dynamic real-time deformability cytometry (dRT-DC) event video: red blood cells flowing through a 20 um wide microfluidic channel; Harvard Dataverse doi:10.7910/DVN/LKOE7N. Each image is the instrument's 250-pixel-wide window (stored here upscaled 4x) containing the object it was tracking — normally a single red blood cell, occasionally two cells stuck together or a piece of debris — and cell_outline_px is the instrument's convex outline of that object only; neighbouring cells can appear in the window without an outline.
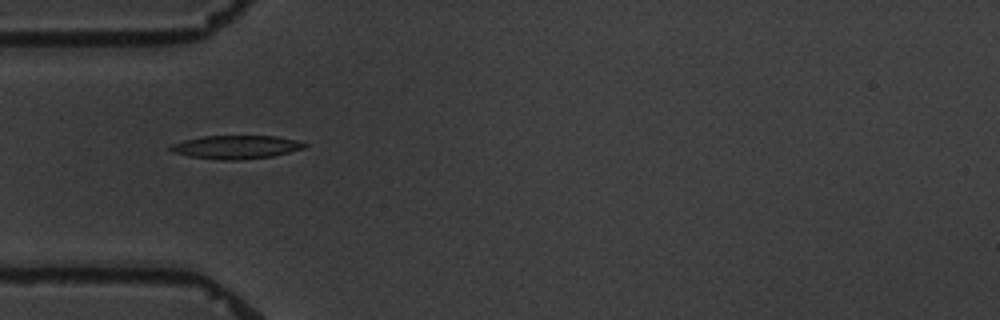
{"species": "common noctule bat (a hibernating species)", "species_latin": "Nyctalus noctula", "temperature_condition": "warm", "stored_images_in_passage": 2, "camera_frame_rate_fps": 3000, "um_per_image_px": 0.085, "animal": {"sex": "male", "body_mass_g": 19.5, "forearm_length_mm": 54.6}, "frame": {"image": 1, "passage_image": 1, "time_ms": 0.0, "image_size_px": [1000, 320], "cell_outline_px": [[308, 144], [304, 148], [272, 156], [240, 160], [220, 160], [188, 156], [172, 152], [168, 148], [172, 144], [184, 140], [200, 136], [276, 136], [296, 140]], "centroid_in_image_um": [20.03, 12.5], "position_along_channel_um": 65.0, "area_um2": 18.26}}
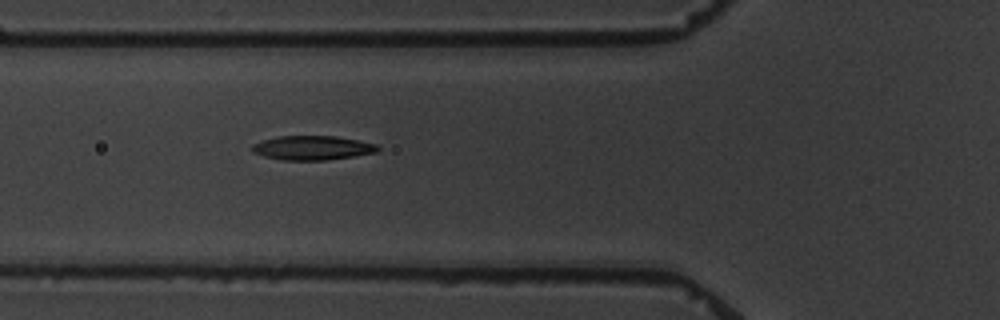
{"frame": {"image": 2, "passage_image": 2, "time_ms": 1.0, "image_size_px": [1000, 320], "cell_outline_px": [[380, 148], [376, 152], [352, 156], [324, 160], [280, 160], [264, 156], [252, 152], [252, 144], [260, 140], [280, 136], [336, 136], [376, 144]], "centroid_in_image_um": [26.5, 12.56], "position_along_channel_um": 99.3, "area_um2": 17.63}}